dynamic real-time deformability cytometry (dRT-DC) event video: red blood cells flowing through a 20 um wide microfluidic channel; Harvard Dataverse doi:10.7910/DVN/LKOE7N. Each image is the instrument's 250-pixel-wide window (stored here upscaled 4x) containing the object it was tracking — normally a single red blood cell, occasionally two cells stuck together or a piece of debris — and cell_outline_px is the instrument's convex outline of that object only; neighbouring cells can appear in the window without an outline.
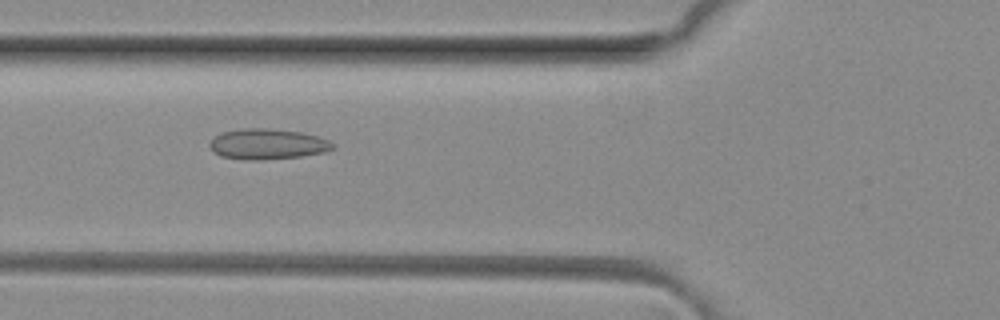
{"species": "common noctule bat (a hibernating species)", "species_latin": "Nyctalus noctula", "temperature_condition": "room temperature", "stored_images_in_passage": 3, "camera_frame_rate_fps": 3000, "um_per_image_px": 0.085, "animal": {"sex": "female", "body_mass_g": 29.2, "forearm_length_mm": 56.3}, "frame": {"image": 1, "passage_image": 3, "time_ms": 0.667, "image_size_px": [1000, 320], "cell_outline_px": [[336, 148], [324, 152], [300, 156], [260, 160], [244, 160], [220, 156], [212, 152], [208, 144], [216, 136], [224, 132], [244, 128], [264, 128], [304, 132], [328, 140]], "centroid_in_image_um": [22.72, 12.25], "position_along_channel_um": 103.1, "area_um2": 21.85}}